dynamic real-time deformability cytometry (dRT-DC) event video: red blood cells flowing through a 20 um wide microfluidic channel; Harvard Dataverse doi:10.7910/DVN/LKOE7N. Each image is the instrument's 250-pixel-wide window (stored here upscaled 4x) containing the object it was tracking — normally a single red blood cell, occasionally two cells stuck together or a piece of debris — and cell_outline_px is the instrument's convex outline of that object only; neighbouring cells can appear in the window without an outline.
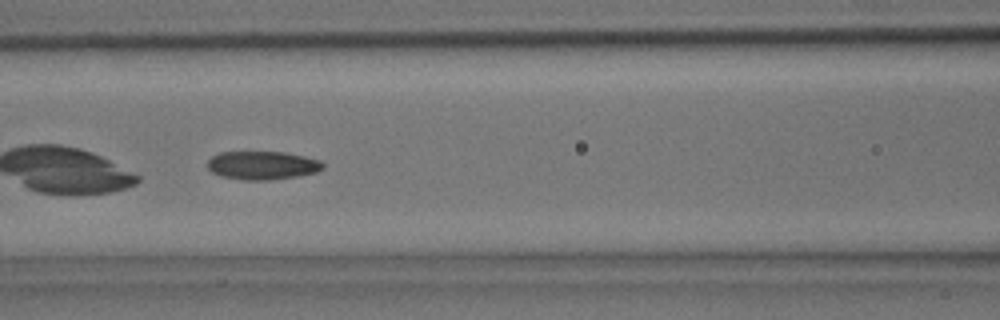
{"species": "common noctule bat (a hibernating species)", "species_latin": "Nyctalus noctula", "temperature_condition": "room temperature", "stored_images_in_passage": 39, "camera_frame_rate_fps": 3000, "um_per_image_px": 0.085, "animal": {"sex": "male", "body_mass_g": 15.6}, "frame": {"image": 1, "passage_image": 17, "time_ms": 5.333, "image_size_px": [1000, 320], "cell_outline_px": [[324, 168], [316, 172], [296, 176], [268, 180], [244, 180], [220, 176], [212, 172], [208, 168], [208, 160], [212, 156], [220, 152], [284, 152], [304, 156], [320, 160], [324, 164]], "centroid_in_image_um": [22.3, 14.05], "position_along_channel_um": 144.3, "area_um2": 19.07}}